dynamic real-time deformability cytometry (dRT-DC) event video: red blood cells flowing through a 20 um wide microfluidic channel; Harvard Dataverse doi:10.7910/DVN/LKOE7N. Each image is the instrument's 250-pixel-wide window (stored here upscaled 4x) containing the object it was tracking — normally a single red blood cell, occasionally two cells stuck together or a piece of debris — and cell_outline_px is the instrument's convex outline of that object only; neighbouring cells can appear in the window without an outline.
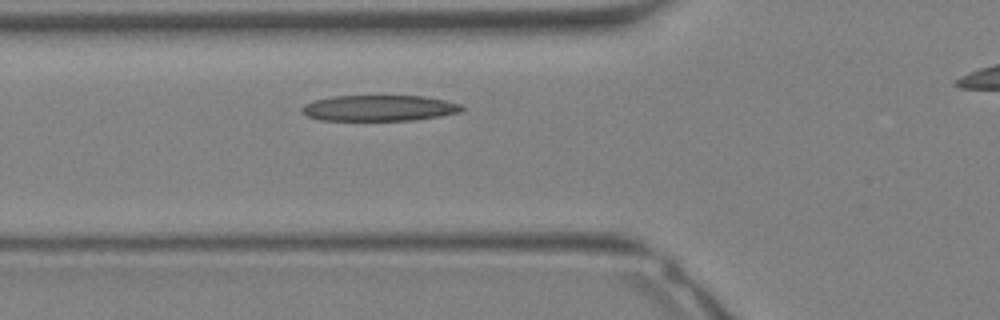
{"species": "Egyptian fruit bat (a non-hibernating species)", "species_latin": "Rousettus aegyptiacus", "temperature_condition": "warm", "stored_images_in_passage": 21, "camera_frame_rate_fps": 3000, "um_per_image_px": 0.085, "animal": {"sex": "female"}, "frame": {"image": 1, "passage_image": 3, "time_ms": 0.667, "image_size_px": [1000, 320], "cell_outline_px": [[464, 108], [460, 112], [440, 116], [416, 120], [320, 120], [308, 116], [300, 108], [304, 104], [312, 100], [332, 96], [424, 96], [444, 100], [460, 104]], "centroid_in_image_um": [32.21, 9.18], "position_along_channel_um": 93.6, "area_um2": 24.1}}
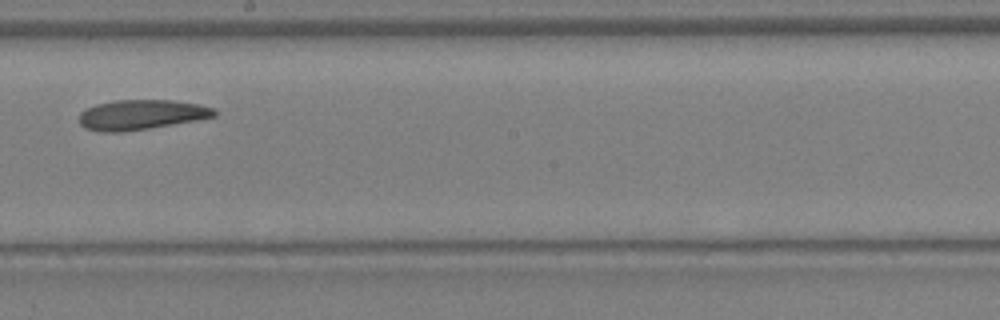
{"frame": {"image": 2, "passage_image": 10, "time_ms": 3.0, "image_size_px": [1000, 320], "cell_outline_px": [[216, 116], [196, 120], [148, 128], [120, 132], [100, 132], [84, 128], [80, 124], [80, 112], [96, 104], [116, 100], [172, 100], [200, 104], [212, 108], [216, 112]], "centroid_in_image_um": [11.98, 9.75], "position_along_channel_um": 236.2, "area_um2": 23.41}}
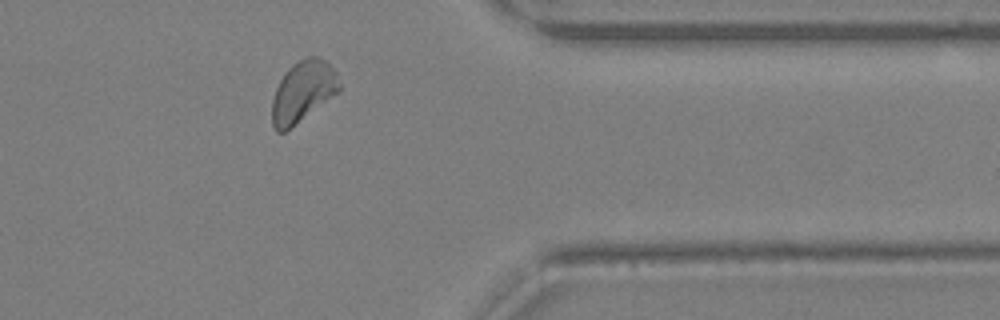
{"frame": {"image": 3, "passage_image": 18, "time_ms": 5.667, "image_size_px": [1000, 320], "cell_outline_px": [[340, 92], [284, 132], [276, 132], [272, 124], [272, 100], [276, 88], [280, 80], [288, 68], [292, 64], [304, 56], [316, 56], [324, 60], [336, 72], [340, 84]], "centroid_in_image_um": [25.74, 7.77], "position_along_channel_um": 385.7, "area_um2": 23.93}}